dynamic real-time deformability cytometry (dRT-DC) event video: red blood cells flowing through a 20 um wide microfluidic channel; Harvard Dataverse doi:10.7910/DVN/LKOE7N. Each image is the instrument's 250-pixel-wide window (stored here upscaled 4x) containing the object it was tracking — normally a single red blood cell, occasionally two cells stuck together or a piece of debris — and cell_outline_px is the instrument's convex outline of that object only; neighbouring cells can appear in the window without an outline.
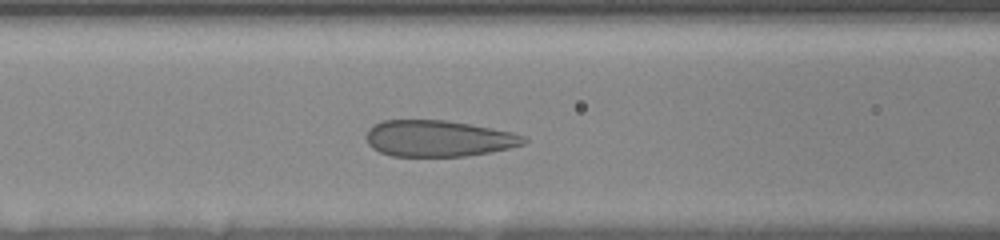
{"species": "human", "species_latin": "Homo sapiens", "temperature_condition": "room temperature", "stored_images_in_passage": 15, "camera_frame_rate_fps": 3000, "um_per_image_px": 0.085, "donor": {"sex": "female"}, "frame": {"image": 1, "passage_image": 12, "time_ms": 3.333, "image_size_px": [1000, 240], "cell_outline_px": [[528, 140], [524, 144], [492, 152], [464, 156], [392, 156], [380, 152], [372, 148], [368, 144], [364, 136], [368, 128], [372, 124], [384, 120], [444, 120], [492, 128], [524, 136]], "centroid_in_image_um": [37.2, 11.77], "position_along_channel_um": 129.4, "area_um2": 33.35}}
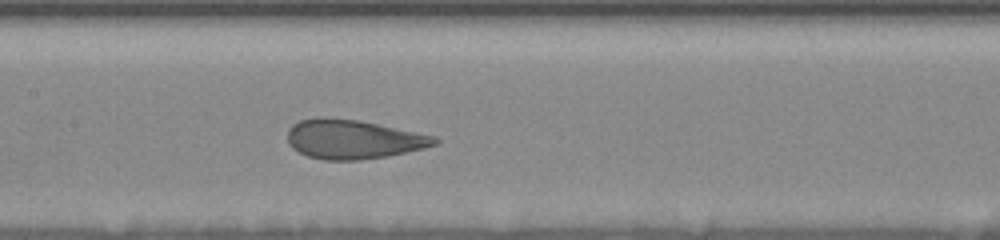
{"frame": {"image": 2, "passage_image": 15, "time_ms": 4.667, "image_size_px": [1000, 240], "cell_outline_px": [[440, 140], [436, 144], [424, 148], [388, 156], [356, 160], [324, 160], [308, 156], [292, 148], [288, 144], [288, 128], [292, 124], [300, 120], [324, 116], [360, 120], [436, 136]], "centroid_in_image_um": [30.01, 11.82], "position_along_channel_um": 177.4, "area_um2": 33.76}}